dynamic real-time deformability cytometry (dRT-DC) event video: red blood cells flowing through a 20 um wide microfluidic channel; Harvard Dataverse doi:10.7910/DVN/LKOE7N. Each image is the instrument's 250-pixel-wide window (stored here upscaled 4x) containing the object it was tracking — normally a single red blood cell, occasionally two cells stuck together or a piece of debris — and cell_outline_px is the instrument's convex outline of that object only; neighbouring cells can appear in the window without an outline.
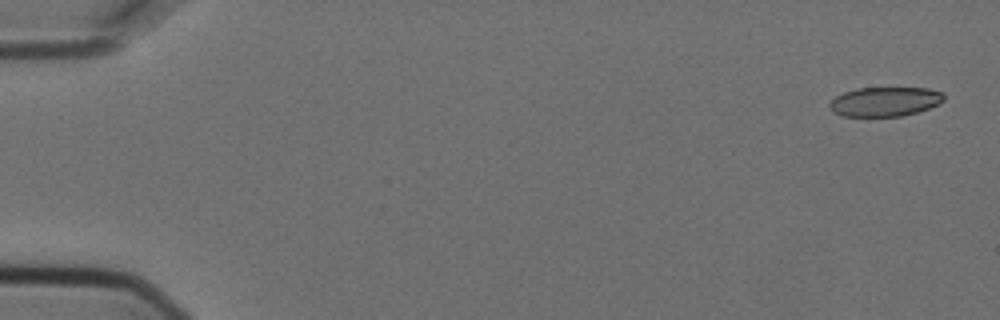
{"species": "Egyptian fruit bat (a non-hibernating species)", "species_latin": "Rousettus aegyptiacus", "temperature_condition": "cold", "stored_images_in_passage": 11, "camera_frame_rate_fps": 3000, "um_per_image_px": 0.085, "animal": {"sex": "female"}, "frame": {"image": 1, "passage_image": 1, "time_ms": 0.0, "image_size_px": [1000, 320], "cell_outline_px": [[944, 100], [940, 104], [916, 112], [900, 116], [840, 116], [832, 112], [828, 108], [828, 104], [836, 96], [844, 92], [856, 88], [928, 88], [944, 92]], "centroid_in_image_um": [75.2, 8.63], "position_along_channel_um": 9.8, "area_um2": 19.71}}
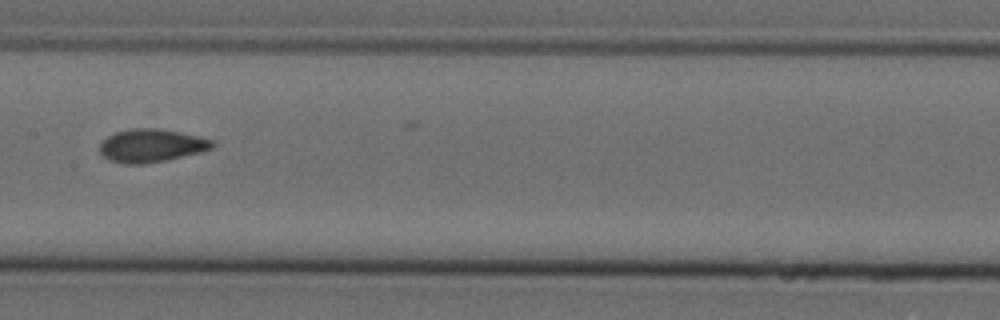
{"frame": {"image": 2, "passage_image": 8, "time_ms": 2.333, "image_size_px": [1000, 320], "cell_outline_px": [[216, 144], [212, 148], [200, 152], [168, 160], [144, 164], [124, 164], [112, 160], [104, 156], [100, 152], [100, 144], [108, 136], [116, 132], [128, 128], [160, 128], [216, 140]], "centroid_in_image_um": [12.9, 12.37], "position_along_channel_um": 194.5, "area_um2": 21.79}}